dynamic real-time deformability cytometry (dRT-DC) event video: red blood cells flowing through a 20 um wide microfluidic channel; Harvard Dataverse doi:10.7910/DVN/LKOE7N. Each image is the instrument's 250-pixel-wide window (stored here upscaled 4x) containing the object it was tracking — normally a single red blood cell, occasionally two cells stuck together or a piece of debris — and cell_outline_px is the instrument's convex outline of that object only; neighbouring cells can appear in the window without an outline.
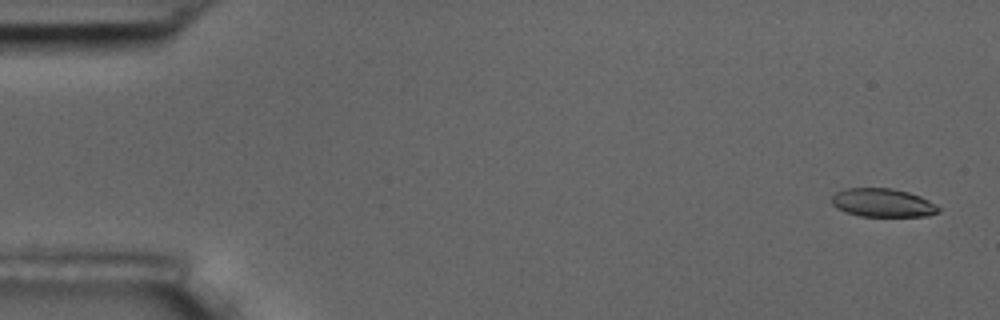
{"species": "common noctule bat (a hibernating species)", "species_latin": "Nyctalus noctula", "temperature_condition": "room temperature", "stored_images_in_passage": 4, "segment_of_instrument_passage": [2, 2], "camera_frame_rate_fps": 3000, "um_per_image_px": 0.085, "animal": {"sex": "male", "body_mass_g": 17.5, "forearm_length_mm": 52.3}, "frame": {"image": 1, "passage_image": 4, "time_ms": 3.667, "image_size_px": [1000, 320], "cell_outline_px": [[940, 212], [928, 216], [860, 216], [844, 212], [836, 208], [832, 204], [832, 196], [836, 192], [844, 188], [892, 188], [908, 192], [920, 196], [928, 200], [940, 208]], "centroid_in_image_um": [75.01, 17.24], "position_along_channel_um": 10.0, "area_um2": 17.8}}